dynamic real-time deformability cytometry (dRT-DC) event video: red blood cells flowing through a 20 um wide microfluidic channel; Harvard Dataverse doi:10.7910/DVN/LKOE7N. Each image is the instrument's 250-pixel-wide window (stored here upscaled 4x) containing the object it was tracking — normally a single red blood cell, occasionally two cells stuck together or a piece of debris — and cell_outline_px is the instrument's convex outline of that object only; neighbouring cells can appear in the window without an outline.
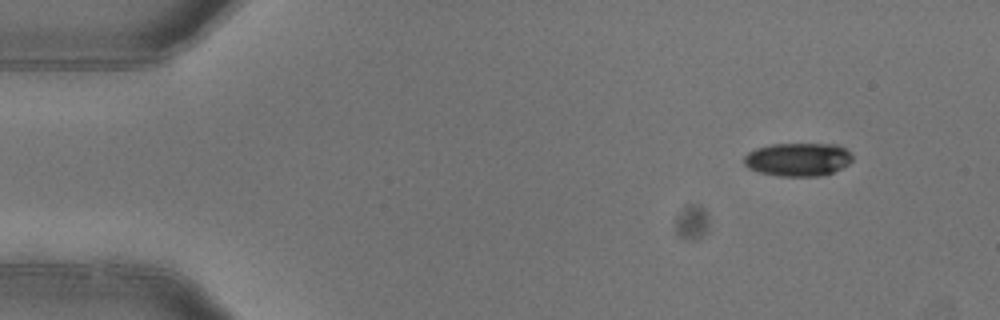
{"species": "common noctule bat (a hibernating species)", "species_latin": "Nyctalus noctula", "temperature_condition": "warm", "stored_images_in_passage": 4, "camera_frame_rate_fps": 3000, "um_per_image_px": 0.085, "animal": {"sex": "female"}, "frame": {"image": 1, "passage_image": 1, "time_ms": 0.0, "image_size_px": [1000, 320], "cell_outline_px": [[852, 160], [848, 164], [832, 172], [820, 176], [776, 176], [760, 172], [748, 168], [744, 164], [744, 156], [748, 152], [756, 148], [772, 144], [836, 144], [844, 148], [852, 156]], "centroid_in_image_um": [67.79, 13.55], "position_along_channel_um": 17.2, "area_um2": 20.98}}
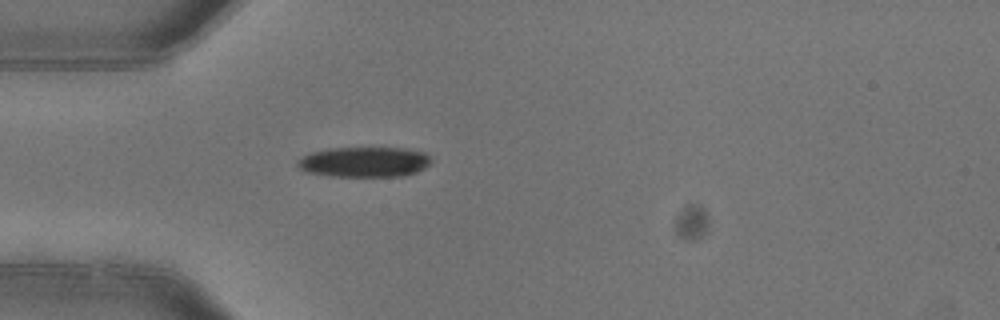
{"frame": {"image": 2, "passage_image": 4, "time_ms": 1.0, "image_size_px": [1000, 320], "cell_outline_px": [[432, 160], [424, 168], [416, 172], [404, 176], [332, 176], [304, 172], [296, 164], [296, 160], [312, 152], [332, 148], [404, 148], [424, 152]], "centroid_in_image_um": [30.95, 13.77], "position_along_channel_um": 54.1, "area_um2": 23.47}}